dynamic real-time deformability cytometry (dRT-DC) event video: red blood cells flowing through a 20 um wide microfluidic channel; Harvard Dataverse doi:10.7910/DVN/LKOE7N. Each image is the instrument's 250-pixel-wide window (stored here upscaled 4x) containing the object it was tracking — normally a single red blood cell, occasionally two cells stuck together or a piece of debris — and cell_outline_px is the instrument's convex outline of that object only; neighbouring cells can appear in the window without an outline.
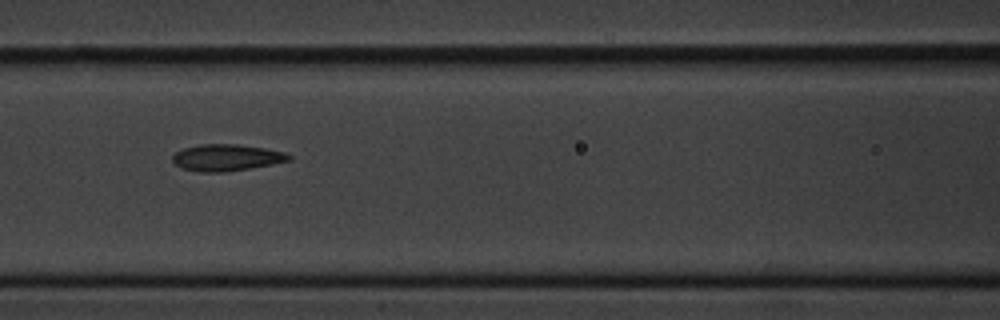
{"species": "common noctule bat (a hibernating species)", "species_latin": "Nyctalus noctula", "temperature_condition": "cold", "stored_images_in_passage": 11, "camera_frame_rate_fps": 3000, "um_per_image_px": 0.085, "animal": {"sex": "male", "body_mass_g": 20.1, "forearm_length_mm": 53.5}, "frame": {"image": 1, "passage_image": 7, "time_ms": 7.667, "image_size_px": [1000, 320], "cell_outline_px": [[292, 160], [272, 164], [224, 172], [200, 172], [180, 168], [172, 160], [172, 156], [176, 152], [184, 148], [200, 144], [236, 144], [264, 148], [284, 152], [292, 156]], "centroid_in_image_um": [19.24, 13.39], "position_along_channel_um": 147.4, "area_um2": 17.98}}
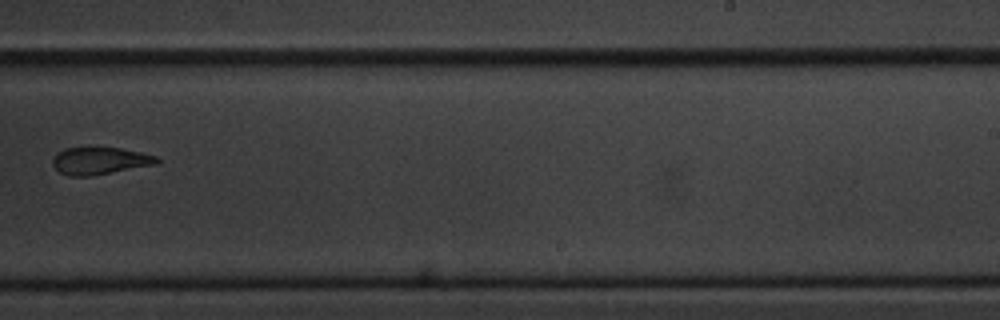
{"frame": {"image": 2, "passage_image": 10, "time_ms": 11.333, "image_size_px": [1000, 320], "cell_outline_px": [[160, 164], [92, 176], [68, 176], [60, 172], [52, 164], [52, 160], [56, 152], [64, 148], [88, 144], [120, 148], [140, 152], [156, 156], [160, 160]], "centroid_in_image_um": [8.47, 13.62], "position_along_channel_um": 280.5, "area_um2": 17.51}}
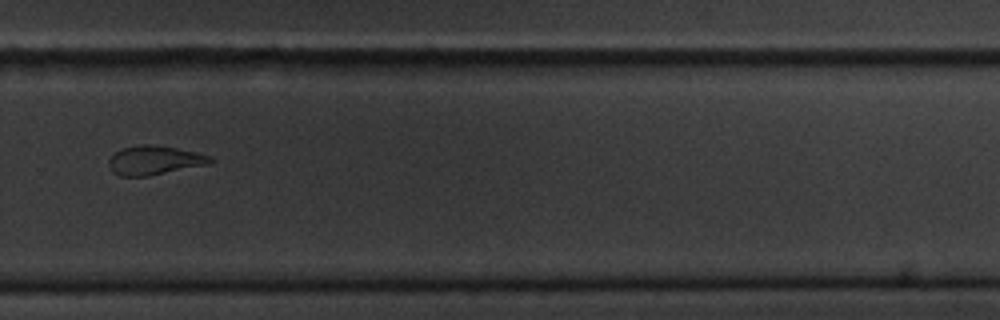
{"frame": {"image": 3, "passage_image": 11, "time_ms": 12.333, "image_size_px": [1000, 320], "cell_outline_px": [[216, 160], [212, 164], [148, 176], [120, 176], [112, 172], [108, 168], [108, 160], [116, 152], [124, 148], [140, 144], [152, 144], [176, 148], [196, 152], [212, 156]], "centroid_in_image_um": [13.17, 13.63], "position_along_channel_um": 316.6, "area_um2": 17.46}}